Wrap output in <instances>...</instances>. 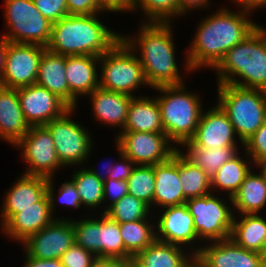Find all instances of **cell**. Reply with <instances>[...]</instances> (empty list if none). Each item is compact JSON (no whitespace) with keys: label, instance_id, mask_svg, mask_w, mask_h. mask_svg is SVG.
I'll list each match as a JSON object with an SVG mask.
<instances>
[{"label":"cell","instance_id":"cell-1","mask_svg":"<svg viewBox=\"0 0 266 267\" xmlns=\"http://www.w3.org/2000/svg\"><path fill=\"white\" fill-rule=\"evenodd\" d=\"M238 9L220 7L199 21L185 54V72L195 73L201 68L213 70L228 50L241 43L259 25L248 17L251 12Z\"/></svg>","mask_w":266,"mask_h":267},{"label":"cell","instance_id":"cell-2","mask_svg":"<svg viewBox=\"0 0 266 267\" xmlns=\"http://www.w3.org/2000/svg\"><path fill=\"white\" fill-rule=\"evenodd\" d=\"M133 37L122 39L135 52L148 85L155 87L184 84L176 62L172 23L142 22Z\"/></svg>","mask_w":266,"mask_h":267},{"label":"cell","instance_id":"cell-3","mask_svg":"<svg viewBox=\"0 0 266 267\" xmlns=\"http://www.w3.org/2000/svg\"><path fill=\"white\" fill-rule=\"evenodd\" d=\"M99 17V14L67 15L53 23L46 49L63 56L100 57L122 38V33L109 29Z\"/></svg>","mask_w":266,"mask_h":267},{"label":"cell","instance_id":"cell-4","mask_svg":"<svg viewBox=\"0 0 266 267\" xmlns=\"http://www.w3.org/2000/svg\"><path fill=\"white\" fill-rule=\"evenodd\" d=\"M213 70L216 84L266 91V27L258 25L241 43L228 50Z\"/></svg>","mask_w":266,"mask_h":267},{"label":"cell","instance_id":"cell-5","mask_svg":"<svg viewBox=\"0 0 266 267\" xmlns=\"http://www.w3.org/2000/svg\"><path fill=\"white\" fill-rule=\"evenodd\" d=\"M161 111L164 133L177 147L189 141L197 129L203 112L200 94L190 92L186 84L153 88ZM188 89V90H187Z\"/></svg>","mask_w":266,"mask_h":267},{"label":"cell","instance_id":"cell-6","mask_svg":"<svg viewBox=\"0 0 266 267\" xmlns=\"http://www.w3.org/2000/svg\"><path fill=\"white\" fill-rule=\"evenodd\" d=\"M217 104L231 121L239 145L243 144L266 122V91L217 84Z\"/></svg>","mask_w":266,"mask_h":267},{"label":"cell","instance_id":"cell-7","mask_svg":"<svg viewBox=\"0 0 266 267\" xmlns=\"http://www.w3.org/2000/svg\"><path fill=\"white\" fill-rule=\"evenodd\" d=\"M99 88L135 97V92L148 86L140 60L121 38L99 57Z\"/></svg>","mask_w":266,"mask_h":267},{"label":"cell","instance_id":"cell-8","mask_svg":"<svg viewBox=\"0 0 266 267\" xmlns=\"http://www.w3.org/2000/svg\"><path fill=\"white\" fill-rule=\"evenodd\" d=\"M4 8L8 31L1 36L13 43L48 45L53 23L42 15L33 0H4Z\"/></svg>","mask_w":266,"mask_h":267},{"label":"cell","instance_id":"cell-9","mask_svg":"<svg viewBox=\"0 0 266 267\" xmlns=\"http://www.w3.org/2000/svg\"><path fill=\"white\" fill-rule=\"evenodd\" d=\"M217 195L218 193H210L185 201L200 242H216L230 238L234 219L233 207H230L232 198H221Z\"/></svg>","mask_w":266,"mask_h":267},{"label":"cell","instance_id":"cell-10","mask_svg":"<svg viewBox=\"0 0 266 267\" xmlns=\"http://www.w3.org/2000/svg\"><path fill=\"white\" fill-rule=\"evenodd\" d=\"M76 108L68 109L61 117L45 125L52 135L60 163L65 168L86 165L93 149L94 137L89 129L72 119ZM66 166V167H65Z\"/></svg>","mask_w":266,"mask_h":267},{"label":"cell","instance_id":"cell-11","mask_svg":"<svg viewBox=\"0 0 266 267\" xmlns=\"http://www.w3.org/2000/svg\"><path fill=\"white\" fill-rule=\"evenodd\" d=\"M21 149V156L27 164L25 175L54 178L64 167L57 156L51 133L45 126H31L27 134L14 146Z\"/></svg>","mask_w":266,"mask_h":267},{"label":"cell","instance_id":"cell-12","mask_svg":"<svg viewBox=\"0 0 266 267\" xmlns=\"http://www.w3.org/2000/svg\"><path fill=\"white\" fill-rule=\"evenodd\" d=\"M114 140L136 165L154 166L166 162L177 150L165 133L117 132Z\"/></svg>","mask_w":266,"mask_h":267},{"label":"cell","instance_id":"cell-13","mask_svg":"<svg viewBox=\"0 0 266 267\" xmlns=\"http://www.w3.org/2000/svg\"><path fill=\"white\" fill-rule=\"evenodd\" d=\"M46 47L7 40V55L0 86L18 89L36 83L39 63Z\"/></svg>","mask_w":266,"mask_h":267},{"label":"cell","instance_id":"cell-14","mask_svg":"<svg viewBox=\"0 0 266 267\" xmlns=\"http://www.w3.org/2000/svg\"><path fill=\"white\" fill-rule=\"evenodd\" d=\"M64 217H57L52 223L22 242L24 253L37 259H60L75 243L72 219Z\"/></svg>","mask_w":266,"mask_h":267},{"label":"cell","instance_id":"cell-15","mask_svg":"<svg viewBox=\"0 0 266 267\" xmlns=\"http://www.w3.org/2000/svg\"><path fill=\"white\" fill-rule=\"evenodd\" d=\"M163 209V210H162ZM155 217L156 240L189 248L195 256L201 249L193 217L185 204L162 208ZM160 214V215H159ZM195 243H199L198 245ZM194 246V247H193ZM198 246V247H197ZM192 249V250H191ZM194 249V250H193Z\"/></svg>","mask_w":266,"mask_h":267},{"label":"cell","instance_id":"cell-16","mask_svg":"<svg viewBox=\"0 0 266 267\" xmlns=\"http://www.w3.org/2000/svg\"><path fill=\"white\" fill-rule=\"evenodd\" d=\"M19 103L29 126H45L70 107L55 93L35 83L17 89Z\"/></svg>","mask_w":266,"mask_h":267},{"label":"cell","instance_id":"cell-17","mask_svg":"<svg viewBox=\"0 0 266 267\" xmlns=\"http://www.w3.org/2000/svg\"><path fill=\"white\" fill-rule=\"evenodd\" d=\"M206 244L194 256L202 267H263L259 252L244 249L231 238Z\"/></svg>","mask_w":266,"mask_h":267},{"label":"cell","instance_id":"cell-18","mask_svg":"<svg viewBox=\"0 0 266 267\" xmlns=\"http://www.w3.org/2000/svg\"><path fill=\"white\" fill-rule=\"evenodd\" d=\"M236 139L239 140L231 121L222 108L215 104L203 110L195 134L189 141L199 148L215 149L239 147Z\"/></svg>","mask_w":266,"mask_h":267},{"label":"cell","instance_id":"cell-19","mask_svg":"<svg viewBox=\"0 0 266 267\" xmlns=\"http://www.w3.org/2000/svg\"><path fill=\"white\" fill-rule=\"evenodd\" d=\"M55 217L57 216L52 214L46 193L38 202L33 203V206L17 209V213L13 214L0 228L5 237L22 243L52 223Z\"/></svg>","mask_w":266,"mask_h":267},{"label":"cell","instance_id":"cell-20","mask_svg":"<svg viewBox=\"0 0 266 267\" xmlns=\"http://www.w3.org/2000/svg\"><path fill=\"white\" fill-rule=\"evenodd\" d=\"M155 189L152 210L185 204L179 176V150L166 162L154 165ZM156 205V206H155Z\"/></svg>","mask_w":266,"mask_h":267},{"label":"cell","instance_id":"cell-21","mask_svg":"<svg viewBox=\"0 0 266 267\" xmlns=\"http://www.w3.org/2000/svg\"><path fill=\"white\" fill-rule=\"evenodd\" d=\"M48 180L45 177L31 176L22 174L10 186V189L3 196V206L0 211V220L2 226L13 214L17 213V209L33 206L46 193Z\"/></svg>","mask_w":266,"mask_h":267},{"label":"cell","instance_id":"cell-22","mask_svg":"<svg viewBox=\"0 0 266 267\" xmlns=\"http://www.w3.org/2000/svg\"><path fill=\"white\" fill-rule=\"evenodd\" d=\"M92 106V117L94 116V122L107 125L106 127L119 128V133L124 129L128 108L131 102L132 96L107 91L101 88H97L92 91L89 95Z\"/></svg>","mask_w":266,"mask_h":267},{"label":"cell","instance_id":"cell-23","mask_svg":"<svg viewBox=\"0 0 266 267\" xmlns=\"http://www.w3.org/2000/svg\"><path fill=\"white\" fill-rule=\"evenodd\" d=\"M66 56L44 50L39 63L36 83L55 93L70 108L78 106V100L70 93L65 76Z\"/></svg>","mask_w":266,"mask_h":267},{"label":"cell","instance_id":"cell-24","mask_svg":"<svg viewBox=\"0 0 266 267\" xmlns=\"http://www.w3.org/2000/svg\"><path fill=\"white\" fill-rule=\"evenodd\" d=\"M99 57L94 55L66 56L65 76L70 93L79 101L99 88Z\"/></svg>","mask_w":266,"mask_h":267},{"label":"cell","instance_id":"cell-25","mask_svg":"<svg viewBox=\"0 0 266 267\" xmlns=\"http://www.w3.org/2000/svg\"><path fill=\"white\" fill-rule=\"evenodd\" d=\"M17 89L0 86V140L15 145L29 131Z\"/></svg>","mask_w":266,"mask_h":267},{"label":"cell","instance_id":"cell-26","mask_svg":"<svg viewBox=\"0 0 266 267\" xmlns=\"http://www.w3.org/2000/svg\"><path fill=\"white\" fill-rule=\"evenodd\" d=\"M183 248L155 240L132 258L129 267H188L194 261V255Z\"/></svg>","mask_w":266,"mask_h":267},{"label":"cell","instance_id":"cell-27","mask_svg":"<svg viewBox=\"0 0 266 267\" xmlns=\"http://www.w3.org/2000/svg\"><path fill=\"white\" fill-rule=\"evenodd\" d=\"M121 132L164 133L157 99L144 95L132 97L127 120Z\"/></svg>","mask_w":266,"mask_h":267},{"label":"cell","instance_id":"cell-28","mask_svg":"<svg viewBox=\"0 0 266 267\" xmlns=\"http://www.w3.org/2000/svg\"><path fill=\"white\" fill-rule=\"evenodd\" d=\"M255 168L259 172L255 173L252 168L232 197L234 215L259 214L266 207V176Z\"/></svg>","mask_w":266,"mask_h":267},{"label":"cell","instance_id":"cell-29","mask_svg":"<svg viewBox=\"0 0 266 267\" xmlns=\"http://www.w3.org/2000/svg\"><path fill=\"white\" fill-rule=\"evenodd\" d=\"M234 215L230 238L247 250L261 252L266 244V218L259 214Z\"/></svg>","mask_w":266,"mask_h":267},{"label":"cell","instance_id":"cell-30","mask_svg":"<svg viewBox=\"0 0 266 267\" xmlns=\"http://www.w3.org/2000/svg\"><path fill=\"white\" fill-rule=\"evenodd\" d=\"M251 165L252 167L254 166L247 153L244 151L243 156H241L239 152L231 160L222 165L215 175L211 177L212 193L222 190L221 192L224 191L227 197L232 198L243 183L246 175L251 171Z\"/></svg>","mask_w":266,"mask_h":267},{"label":"cell","instance_id":"cell-31","mask_svg":"<svg viewBox=\"0 0 266 267\" xmlns=\"http://www.w3.org/2000/svg\"><path fill=\"white\" fill-rule=\"evenodd\" d=\"M154 217L119 223V229L125 247V263L130 265L132 258L137 253L143 251L156 240Z\"/></svg>","mask_w":266,"mask_h":267},{"label":"cell","instance_id":"cell-32","mask_svg":"<svg viewBox=\"0 0 266 267\" xmlns=\"http://www.w3.org/2000/svg\"><path fill=\"white\" fill-rule=\"evenodd\" d=\"M182 147L187 150L179 149L178 146L177 149L180 153L192 164L204 170L210 177L214 176L222 165L239 153V147L199 148L190 141L183 142Z\"/></svg>","mask_w":266,"mask_h":267},{"label":"cell","instance_id":"cell-33","mask_svg":"<svg viewBox=\"0 0 266 267\" xmlns=\"http://www.w3.org/2000/svg\"><path fill=\"white\" fill-rule=\"evenodd\" d=\"M98 259L125 262V247L119 223L105 213L98 216Z\"/></svg>","mask_w":266,"mask_h":267},{"label":"cell","instance_id":"cell-34","mask_svg":"<svg viewBox=\"0 0 266 267\" xmlns=\"http://www.w3.org/2000/svg\"><path fill=\"white\" fill-rule=\"evenodd\" d=\"M75 170V171H74ZM71 174V181L76 186L80 195L82 207L91 212V210H98L104 207L103 191L104 183L95 174L91 173L87 167L82 166L79 169L74 167ZM103 205V206H102ZM102 207V208H101Z\"/></svg>","mask_w":266,"mask_h":267},{"label":"cell","instance_id":"cell-35","mask_svg":"<svg viewBox=\"0 0 266 267\" xmlns=\"http://www.w3.org/2000/svg\"><path fill=\"white\" fill-rule=\"evenodd\" d=\"M179 176L186 199L212 193L211 177L200 167L188 161L179 151Z\"/></svg>","mask_w":266,"mask_h":267},{"label":"cell","instance_id":"cell-36","mask_svg":"<svg viewBox=\"0 0 266 267\" xmlns=\"http://www.w3.org/2000/svg\"><path fill=\"white\" fill-rule=\"evenodd\" d=\"M137 8L144 14L141 22L173 23L175 17L185 16L178 0H135V12Z\"/></svg>","mask_w":266,"mask_h":267},{"label":"cell","instance_id":"cell-37","mask_svg":"<svg viewBox=\"0 0 266 267\" xmlns=\"http://www.w3.org/2000/svg\"><path fill=\"white\" fill-rule=\"evenodd\" d=\"M152 212L147 203L127 194L118 202L111 205L105 211V214L118 223H125L148 219Z\"/></svg>","mask_w":266,"mask_h":267},{"label":"cell","instance_id":"cell-38","mask_svg":"<svg viewBox=\"0 0 266 267\" xmlns=\"http://www.w3.org/2000/svg\"><path fill=\"white\" fill-rule=\"evenodd\" d=\"M127 185L129 195L144 201L152 209L155 189L154 166L136 165L127 179Z\"/></svg>","mask_w":266,"mask_h":267},{"label":"cell","instance_id":"cell-39","mask_svg":"<svg viewBox=\"0 0 266 267\" xmlns=\"http://www.w3.org/2000/svg\"><path fill=\"white\" fill-rule=\"evenodd\" d=\"M89 215V216H88ZM86 214L79 220H73V229L75 233V243L87 251L93 253L98 259V216Z\"/></svg>","mask_w":266,"mask_h":267},{"label":"cell","instance_id":"cell-40","mask_svg":"<svg viewBox=\"0 0 266 267\" xmlns=\"http://www.w3.org/2000/svg\"><path fill=\"white\" fill-rule=\"evenodd\" d=\"M54 180L55 178H50L47 185V195L49 197L52 214H55L54 211H56L55 207L57 206V202H61L64 206H68V208L72 207L73 210L82 207L80 195L71 180L63 182L61 186H59V189H57L58 195L56 194L57 191H55Z\"/></svg>","mask_w":266,"mask_h":267},{"label":"cell","instance_id":"cell-41","mask_svg":"<svg viewBox=\"0 0 266 267\" xmlns=\"http://www.w3.org/2000/svg\"><path fill=\"white\" fill-rule=\"evenodd\" d=\"M240 148L247 153L256 167L266 160V122Z\"/></svg>","mask_w":266,"mask_h":267},{"label":"cell","instance_id":"cell-42","mask_svg":"<svg viewBox=\"0 0 266 267\" xmlns=\"http://www.w3.org/2000/svg\"><path fill=\"white\" fill-rule=\"evenodd\" d=\"M97 257L74 243L61 257L63 267H91Z\"/></svg>","mask_w":266,"mask_h":267},{"label":"cell","instance_id":"cell-43","mask_svg":"<svg viewBox=\"0 0 266 267\" xmlns=\"http://www.w3.org/2000/svg\"><path fill=\"white\" fill-rule=\"evenodd\" d=\"M33 1L37 9L42 13V15L52 23H56L60 19L69 15L66 0H33Z\"/></svg>","mask_w":266,"mask_h":267},{"label":"cell","instance_id":"cell-44","mask_svg":"<svg viewBox=\"0 0 266 267\" xmlns=\"http://www.w3.org/2000/svg\"><path fill=\"white\" fill-rule=\"evenodd\" d=\"M104 183V191H103V202L104 209H102V213L114 203L118 202L122 197L128 194V185L125 180H112L106 179L103 181ZM108 201L110 202L108 204ZM107 203V205H105ZM106 206V207H105Z\"/></svg>","mask_w":266,"mask_h":267},{"label":"cell","instance_id":"cell-45","mask_svg":"<svg viewBox=\"0 0 266 267\" xmlns=\"http://www.w3.org/2000/svg\"><path fill=\"white\" fill-rule=\"evenodd\" d=\"M116 149L119 156V162L114 163V167L112 170L111 175L108 177V179L112 180H125L131 176L132 171L136 167V164L132 162L125 154L122 153L121 146L114 140Z\"/></svg>","mask_w":266,"mask_h":267},{"label":"cell","instance_id":"cell-46","mask_svg":"<svg viewBox=\"0 0 266 267\" xmlns=\"http://www.w3.org/2000/svg\"><path fill=\"white\" fill-rule=\"evenodd\" d=\"M69 15L100 14L98 0H66Z\"/></svg>","mask_w":266,"mask_h":267},{"label":"cell","instance_id":"cell-47","mask_svg":"<svg viewBox=\"0 0 266 267\" xmlns=\"http://www.w3.org/2000/svg\"><path fill=\"white\" fill-rule=\"evenodd\" d=\"M100 5V13H116V12H135V0H98Z\"/></svg>","mask_w":266,"mask_h":267},{"label":"cell","instance_id":"cell-48","mask_svg":"<svg viewBox=\"0 0 266 267\" xmlns=\"http://www.w3.org/2000/svg\"><path fill=\"white\" fill-rule=\"evenodd\" d=\"M181 12L187 16L193 10L208 9L211 7L210 0H178Z\"/></svg>","mask_w":266,"mask_h":267},{"label":"cell","instance_id":"cell-49","mask_svg":"<svg viewBox=\"0 0 266 267\" xmlns=\"http://www.w3.org/2000/svg\"><path fill=\"white\" fill-rule=\"evenodd\" d=\"M24 256L26 258L22 267H63L60 259H37L28 256L26 253Z\"/></svg>","mask_w":266,"mask_h":267},{"label":"cell","instance_id":"cell-50","mask_svg":"<svg viewBox=\"0 0 266 267\" xmlns=\"http://www.w3.org/2000/svg\"><path fill=\"white\" fill-rule=\"evenodd\" d=\"M238 5V8H241L243 10L253 12L254 10L257 11L258 8H265L266 7V0H230Z\"/></svg>","mask_w":266,"mask_h":267},{"label":"cell","instance_id":"cell-51","mask_svg":"<svg viewBox=\"0 0 266 267\" xmlns=\"http://www.w3.org/2000/svg\"><path fill=\"white\" fill-rule=\"evenodd\" d=\"M114 163H115V161L114 162H112V161L105 162L103 165L104 168L101 167L104 169V170L102 169L103 171H101V170L99 171V170H97L93 167H89V166H84V167H88L87 169L91 173L95 174L100 180L105 181L111 175L113 167H114Z\"/></svg>","mask_w":266,"mask_h":267},{"label":"cell","instance_id":"cell-52","mask_svg":"<svg viewBox=\"0 0 266 267\" xmlns=\"http://www.w3.org/2000/svg\"><path fill=\"white\" fill-rule=\"evenodd\" d=\"M91 267H129V264L119 260L97 259Z\"/></svg>","mask_w":266,"mask_h":267},{"label":"cell","instance_id":"cell-53","mask_svg":"<svg viewBox=\"0 0 266 267\" xmlns=\"http://www.w3.org/2000/svg\"><path fill=\"white\" fill-rule=\"evenodd\" d=\"M6 55H7V39L1 36L0 37V77L4 71Z\"/></svg>","mask_w":266,"mask_h":267},{"label":"cell","instance_id":"cell-54","mask_svg":"<svg viewBox=\"0 0 266 267\" xmlns=\"http://www.w3.org/2000/svg\"><path fill=\"white\" fill-rule=\"evenodd\" d=\"M261 260H262V266L266 267V244L263 247L262 251L260 252Z\"/></svg>","mask_w":266,"mask_h":267},{"label":"cell","instance_id":"cell-55","mask_svg":"<svg viewBox=\"0 0 266 267\" xmlns=\"http://www.w3.org/2000/svg\"><path fill=\"white\" fill-rule=\"evenodd\" d=\"M258 168L264 173V175L266 176V160H264L259 166Z\"/></svg>","mask_w":266,"mask_h":267},{"label":"cell","instance_id":"cell-56","mask_svg":"<svg viewBox=\"0 0 266 267\" xmlns=\"http://www.w3.org/2000/svg\"><path fill=\"white\" fill-rule=\"evenodd\" d=\"M188 267H202L200 264H198L195 260L188 266Z\"/></svg>","mask_w":266,"mask_h":267}]
</instances>
